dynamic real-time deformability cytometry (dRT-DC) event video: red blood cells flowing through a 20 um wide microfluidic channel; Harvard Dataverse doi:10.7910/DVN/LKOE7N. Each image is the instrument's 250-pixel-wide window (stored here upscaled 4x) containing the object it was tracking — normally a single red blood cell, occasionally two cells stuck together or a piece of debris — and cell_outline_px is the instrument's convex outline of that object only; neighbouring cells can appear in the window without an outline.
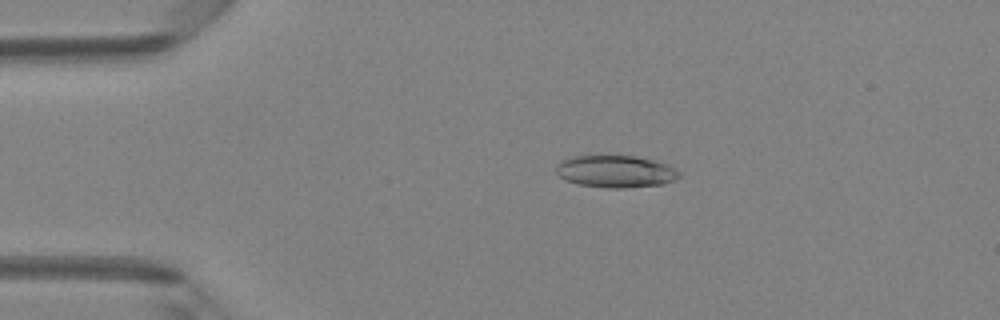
{"species": "Egyptian fruit bat (a non-hibernating species)", "species_latin": "Rousettus aegyptiacus", "temperature_condition": "room temperature", "stored_images_in_passage": 47, "camera_frame_rate_fps": 3000, "um_per_image_px": 0.085, "animal": {"sex": "female"}, "frame": {"image": 1, "passage_image": 9, "time_ms": 2.667, "image_size_px": [1000, 320], "cell_outline_px": [[680, 176], [664, 184], [624, 188], [608, 188], [576, 184], [564, 180], [556, 172], [556, 164], [560, 160], [572, 156], [596, 152], [608, 152], [636, 156], [656, 160], [676, 168], [680, 172]], "centroid_in_image_um": [52.26, 14.51], "position_along_channel_um": 32.7, "area_um2": 24.39}}
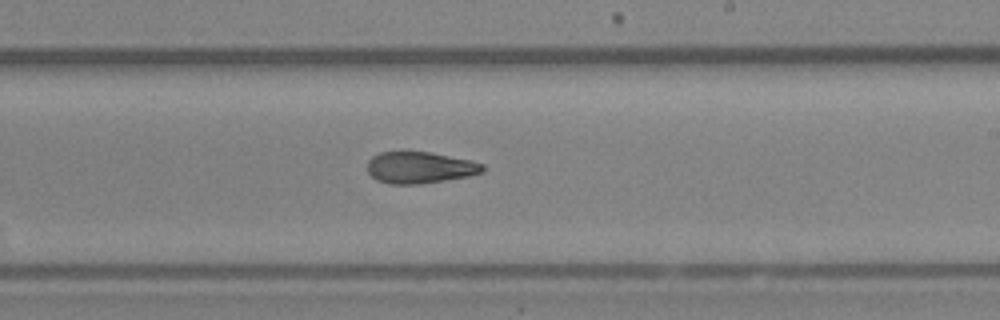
{"frame": {"image": 2, "passage_image": 28, "time_ms": 9.0, "image_size_px": [1000, 320], "cell_outline_px": [[484, 172], [468, 176], [420, 184], [388, 184], [376, 180], [368, 172], [368, 160], [372, 156], [380, 152], [400, 148], [404, 148], [428, 152], [472, 160], [484, 164]], "centroid_in_image_um": [35.64, 14.2], "position_along_channel_um": 253.4, "area_um2": 21.96}}
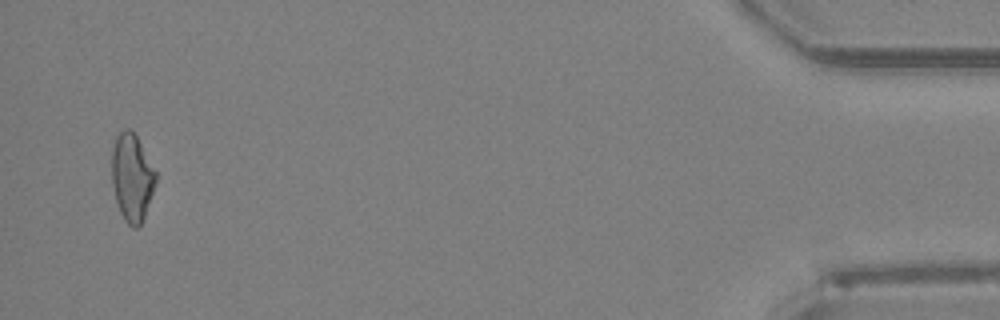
{"frame": {"image": 3, "passage_image": 46, "time_ms": 15.0, "image_size_px": [1000, 320], "cell_outline_px": [[156, 184], [144, 220], [136, 228], [132, 228], [124, 220], [120, 212], [116, 200], [112, 184], [112, 148], [116, 136], [124, 128], [128, 128], [136, 136], [156, 172]], "centroid_in_image_um": [11.22, 15.12], "position_along_channel_um": 424.0, "area_um2": 22.43}, "authors_computed_cell_mechanics": {"area_um2": 22.253, "velocity_mm_per_s": 4.2203, "shape_relaxation_time_tau1_ms": 5.7188, "shape_relaxation_time_tau2_ms": 4.0147, "deformation_change_tau1": 0.1479, "deformation_change_tau2": 0.1355}}